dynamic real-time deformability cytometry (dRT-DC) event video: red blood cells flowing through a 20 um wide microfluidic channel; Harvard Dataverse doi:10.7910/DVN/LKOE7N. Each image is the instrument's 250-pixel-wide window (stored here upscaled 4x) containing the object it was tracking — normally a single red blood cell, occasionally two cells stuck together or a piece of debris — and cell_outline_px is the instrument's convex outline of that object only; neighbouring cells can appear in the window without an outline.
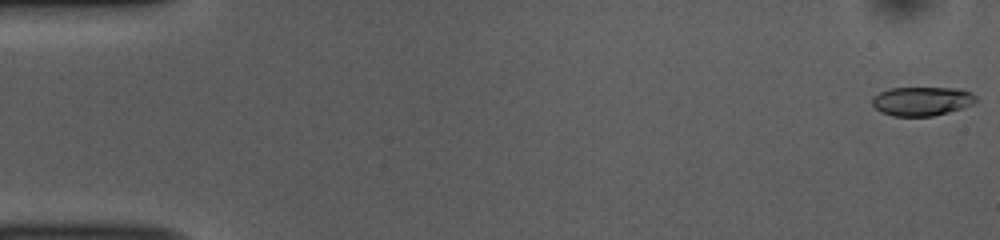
{"species": "common noctule bat (a hibernating species)", "species_latin": "Nyctalus noctula", "temperature_condition": "room temperature", "stored_images_in_passage": 53, "camera_frame_rate_fps": 3000, "um_per_image_px": 0.085, "animal": {"sex": "female", "body_mass_g": 10.0, "forearm_length_mm": 53.1}, "frame": {"image": 1, "passage_image": 1, "time_ms": 0.0, "image_size_px": [1000, 240], "cell_outline_px": [[976, 100], [972, 104], [948, 112], [932, 116], [892, 116], [880, 112], [872, 104], [872, 100], [880, 92], [888, 88], [960, 88], [972, 92], [976, 96]], "centroid_in_image_um": [78.36, 8.59], "position_along_channel_um": 6.6, "area_um2": 17.46}}
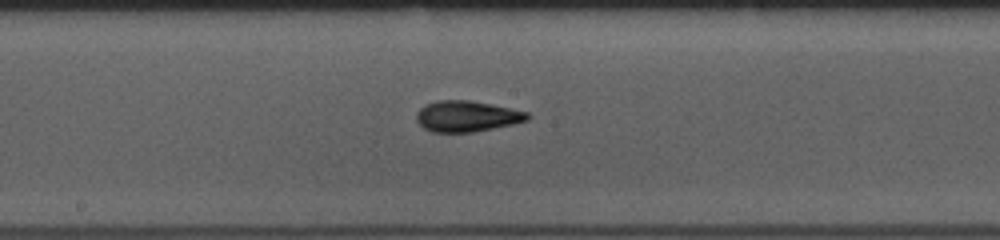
{"frame": {"image": 2, "passage_image": 28, "time_ms": 9.0, "image_size_px": [1000, 240], "cell_outline_px": [[532, 116], [528, 120], [512, 124], [472, 132], [432, 132], [424, 128], [416, 120], [416, 112], [424, 104], [436, 100], [468, 100], [528, 112]], "centroid_in_image_um": [39.64, 9.88], "position_along_channel_um": 208.6, "area_um2": 19.88}}
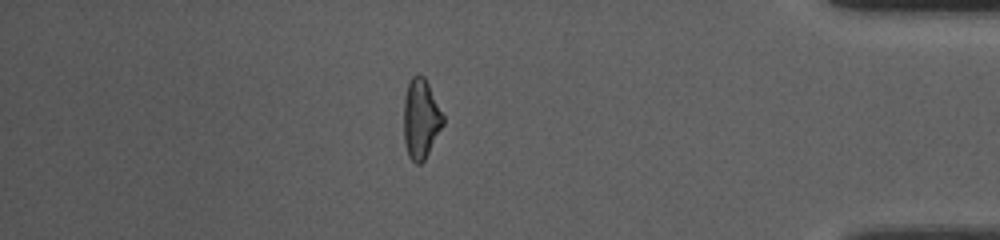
{"frame": {"image": 3, "passage_image": 46, "time_ms": 15.0, "image_size_px": [1000, 240], "cell_outline_px": [[444, 124], [424, 160], [420, 164], [416, 164], [408, 156], [404, 140], [404, 100], [408, 84], [412, 76], [424, 76], [444, 116]], "centroid_in_image_um": [35.77, 10.13], "position_along_channel_um": 399.4, "area_um2": 18.03}, "authors_computed_cell_mechanics": {"area_um2": 18.8428, "velocity_mm_per_s": 3.7968, "shape_relaxation_time_tau1_ms": 3.8283, "shape_relaxation_time_tau2_ms": 2.674, "deformation_change_tau1": 0.1202, "deformation_change_tau2": 0.0932}}